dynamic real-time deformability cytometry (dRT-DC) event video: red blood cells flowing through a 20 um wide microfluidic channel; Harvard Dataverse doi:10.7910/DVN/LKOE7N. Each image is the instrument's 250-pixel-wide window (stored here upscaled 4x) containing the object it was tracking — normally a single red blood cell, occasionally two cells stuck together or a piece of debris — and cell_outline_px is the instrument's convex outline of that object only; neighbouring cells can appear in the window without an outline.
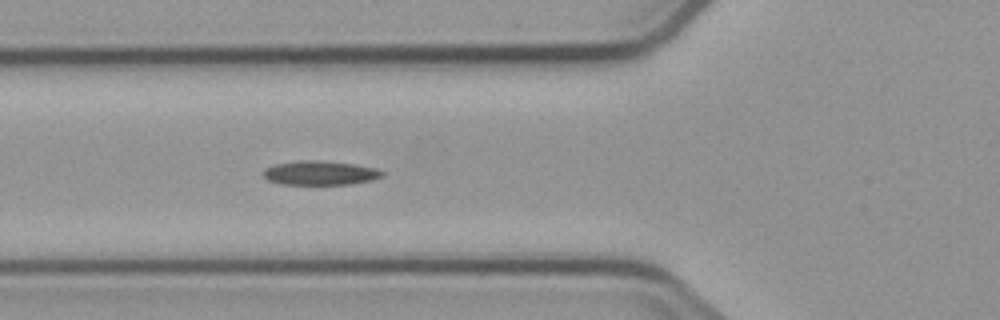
{"species": "common noctule bat (a hibernating species)", "species_latin": "Nyctalus noctula", "temperature_condition": "cold", "stored_images_in_passage": 5, "camera_frame_rate_fps": 3000, "um_per_image_px": 0.085, "animal": {"sex": "male", "body_mass_g": 23.1, "forearm_length_mm": 52.7}, "frame": {"image": 1, "passage_image": 5, "time_ms": 4.667, "image_size_px": [1000, 320], "cell_outline_px": [[384, 176], [372, 180], [352, 184], [284, 184], [268, 180], [264, 176], [264, 168], [276, 164], [300, 160], [316, 160], [352, 164], [376, 168], [384, 172]], "centroid_in_image_um": [27.23, 14.7], "position_along_channel_um": 98.6, "area_um2": 16.59}}